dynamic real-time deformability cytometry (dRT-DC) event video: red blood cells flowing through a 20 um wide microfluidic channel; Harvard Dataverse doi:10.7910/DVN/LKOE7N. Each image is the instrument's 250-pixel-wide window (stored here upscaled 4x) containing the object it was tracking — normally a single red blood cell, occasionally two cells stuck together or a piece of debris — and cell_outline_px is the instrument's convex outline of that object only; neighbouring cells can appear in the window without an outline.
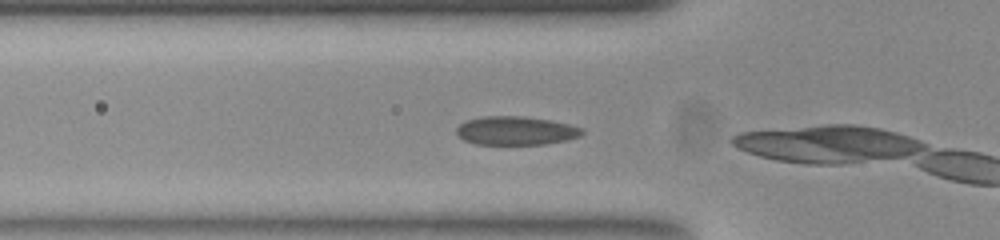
{"species": "common noctule bat (a hibernating species)", "species_latin": "Nyctalus noctula", "temperature_condition": "room temperature", "stored_images_in_passage": 3, "camera_frame_rate_fps": 3000, "um_per_image_px": 0.085, "animal": {"sex": "female", "body_mass_g": 23.0, "forearm_length_mm": 53.4}, "frame": {"image": 1, "passage_image": 2, "time_ms": 0.333, "image_size_px": [1000, 240], "cell_outline_px": [[584, 132], [580, 136], [564, 140], [544, 144], [476, 144], [464, 140], [456, 132], [456, 128], [460, 124], [468, 120], [484, 116], [524, 116], [552, 120], [584, 128]], "centroid_in_image_um": [43.86, 11.1], "position_along_channel_um": 81.9, "area_um2": 20.87}}